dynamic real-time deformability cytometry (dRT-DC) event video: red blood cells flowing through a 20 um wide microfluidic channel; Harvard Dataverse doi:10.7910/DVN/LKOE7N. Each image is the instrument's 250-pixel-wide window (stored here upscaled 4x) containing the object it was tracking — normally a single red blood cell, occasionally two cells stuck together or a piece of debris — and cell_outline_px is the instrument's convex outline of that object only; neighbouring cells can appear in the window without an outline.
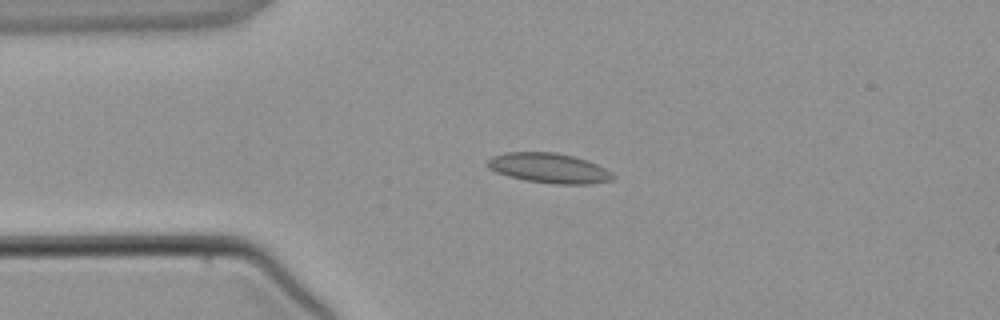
{"species": "common noctule bat (a hibernating species)", "species_latin": "Nyctalus noctula", "temperature_condition": "warm", "stored_images_in_passage": 2, "camera_frame_rate_fps": 3000, "um_per_image_px": 0.085, "animal": {"sex": "male", "body_mass_g": 21.5, "forearm_length_mm": 52.0}, "frame": {"image": 1, "passage_image": 1, "time_ms": 0.0, "image_size_px": [1000, 320], "cell_outline_px": [[616, 176], [612, 180], [588, 184], [556, 184], [524, 180], [508, 176], [496, 172], [488, 168], [488, 160], [492, 156], [508, 152], [556, 152], [588, 160], [612, 172]], "centroid_in_image_um": [46.68, 14.29], "position_along_channel_um": 38.3, "area_um2": 21.85}}
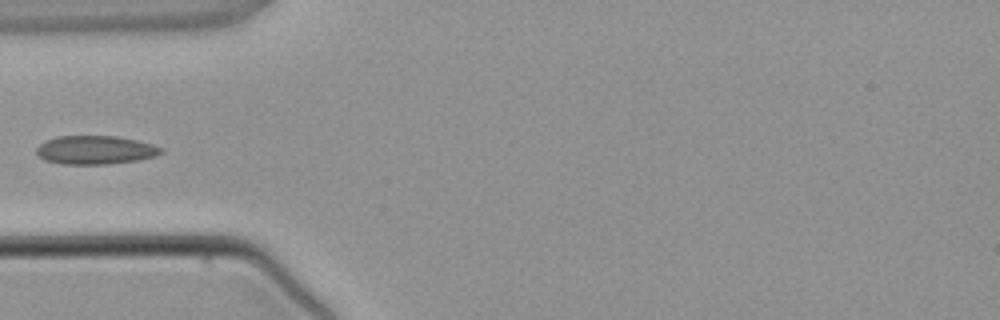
{"frame": {"image": 2, "passage_image": 2, "time_ms": 1.333, "image_size_px": [1000, 320], "cell_outline_px": [[164, 152], [156, 156], [136, 160], [108, 164], [60, 164], [44, 160], [36, 156], [36, 148], [40, 144], [56, 136], [116, 136], [136, 140], [152, 144], [164, 148]], "centroid_in_image_um": [8.09, 12.75], "position_along_channel_um": 76.9, "area_um2": 20.87}}